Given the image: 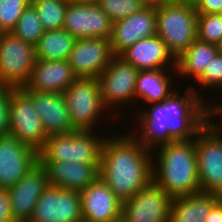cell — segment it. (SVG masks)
Here are the masks:
<instances>
[{"label": "cell", "mask_w": 222, "mask_h": 222, "mask_svg": "<svg viewBox=\"0 0 222 222\" xmlns=\"http://www.w3.org/2000/svg\"><path fill=\"white\" fill-rule=\"evenodd\" d=\"M192 88L193 85L187 87L185 95H179L174 90L163 101L146 104L151 108L136 113V120H141V126L140 132L135 133L141 135H132L139 144L152 151L155 146L196 138L198 132L206 125L207 104L199 95V91L196 92V89Z\"/></svg>", "instance_id": "cell-1"}, {"label": "cell", "mask_w": 222, "mask_h": 222, "mask_svg": "<svg viewBox=\"0 0 222 222\" xmlns=\"http://www.w3.org/2000/svg\"><path fill=\"white\" fill-rule=\"evenodd\" d=\"M129 134L104 139L99 167V177L122 202L153 180L152 152Z\"/></svg>", "instance_id": "cell-2"}, {"label": "cell", "mask_w": 222, "mask_h": 222, "mask_svg": "<svg viewBox=\"0 0 222 222\" xmlns=\"http://www.w3.org/2000/svg\"><path fill=\"white\" fill-rule=\"evenodd\" d=\"M158 148L153 181L171 198L200 192L195 140L173 141Z\"/></svg>", "instance_id": "cell-3"}, {"label": "cell", "mask_w": 222, "mask_h": 222, "mask_svg": "<svg viewBox=\"0 0 222 222\" xmlns=\"http://www.w3.org/2000/svg\"><path fill=\"white\" fill-rule=\"evenodd\" d=\"M157 32L175 59L197 39L198 14L194 4L173 2L156 7Z\"/></svg>", "instance_id": "cell-4"}, {"label": "cell", "mask_w": 222, "mask_h": 222, "mask_svg": "<svg viewBox=\"0 0 222 222\" xmlns=\"http://www.w3.org/2000/svg\"><path fill=\"white\" fill-rule=\"evenodd\" d=\"M93 131L76 130L68 134L49 136L38 151L39 162H71L100 164L105 137Z\"/></svg>", "instance_id": "cell-5"}, {"label": "cell", "mask_w": 222, "mask_h": 222, "mask_svg": "<svg viewBox=\"0 0 222 222\" xmlns=\"http://www.w3.org/2000/svg\"><path fill=\"white\" fill-rule=\"evenodd\" d=\"M206 120L195 140L200 189L222 196L221 125ZM220 133V134H219Z\"/></svg>", "instance_id": "cell-6"}, {"label": "cell", "mask_w": 222, "mask_h": 222, "mask_svg": "<svg viewBox=\"0 0 222 222\" xmlns=\"http://www.w3.org/2000/svg\"><path fill=\"white\" fill-rule=\"evenodd\" d=\"M63 96L73 128L94 131L93 127L99 120L97 117H101V112L107 110L102 101L98 79L77 78L63 92Z\"/></svg>", "instance_id": "cell-7"}, {"label": "cell", "mask_w": 222, "mask_h": 222, "mask_svg": "<svg viewBox=\"0 0 222 222\" xmlns=\"http://www.w3.org/2000/svg\"><path fill=\"white\" fill-rule=\"evenodd\" d=\"M35 46L11 32L0 36V85L23 88L36 63Z\"/></svg>", "instance_id": "cell-8"}, {"label": "cell", "mask_w": 222, "mask_h": 222, "mask_svg": "<svg viewBox=\"0 0 222 222\" xmlns=\"http://www.w3.org/2000/svg\"><path fill=\"white\" fill-rule=\"evenodd\" d=\"M9 135L37 151L48 138L32 98L22 88H12Z\"/></svg>", "instance_id": "cell-9"}, {"label": "cell", "mask_w": 222, "mask_h": 222, "mask_svg": "<svg viewBox=\"0 0 222 222\" xmlns=\"http://www.w3.org/2000/svg\"><path fill=\"white\" fill-rule=\"evenodd\" d=\"M171 200L152 180L122 203L121 222H169Z\"/></svg>", "instance_id": "cell-10"}, {"label": "cell", "mask_w": 222, "mask_h": 222, "mask_svg": "<svg viewBox=\"0 0 222 222\" xmlns=\"http://www.w3.org/2000/svg\"><path fill=\"white\" fill-rule=\"evenodd\" d=\"M32 222H83L80 192L48 185L39 197Z\"/></svg>", "instance_id": "cell-11"}, {"label": "cell", "mask_w": 222, "mask_h": 222, "mask_svg": "<svg viewBox=\"0 0 222 222\" xmlns=\"http://www.w3.org/2000/svg\"><path fill=\"white\" fill-rule=\"evenodd\" d=\"M138 74L139 70L134 65L124 62L119 56L110 60L109 65L97 77L102 101L107 109L135 101Z\"/></svg>", "instance_id": "cell-12"}, {"label": "cell", "mask_w": 222, "mask_h": 222, "mask_svg": "<svg viewBox=\"0 0 222 222\" xmlns=\"http://www.w3.org/2000/svg\"><path fill=\"white\" fill-rule=\"evenodd\" d=\"M112 22L94 2H68L63 29L76 39L102 38L110 40Z\"/></svg>", "instance_id": "cell-13"}, {"label": "cell", "mask_w": 222, "mask_h": 222, "mask_svg": "<svg viewBox=\"0 0 222 222\" xmlns=\"http://www.w3.org/2000/svg\"><path fill=\"white\" fill-rule=\"evenodd\" d=\"M38 162L36 149L13 136L0 137V188L14 186Z\"/></svg>", "instance_id": "cell-14"}, {"label": "cell", "mask_w": 222, "mask_h": 222, "mask_svg": "<svg viewBox=\"0 0 222 222\" xmlns=\"http://www.w3.org/2000/svg\"><path fill=\"white\" fill-rule=\"evenodd\" d=\"M113 57L110 40L79 38L74 43L68 62L78 78H97Z\"/></svg>", "instance_id": "cell-15"}, {"label": "cell", "mask_w": 222, "mask_h": 222, "mask_svg": "<svg viewBox=\"0 0 222 222\" xmlns=\"http://www.w3.org/2000/svg\"><path fill=\"white\" fill-rule=\"evenodd\" d=\"M84 222H121L122 201L99 177L80 192Z\"/></svg>", "instance_id": "cell-16"}, {"label": "cell", "mask_w": 222, "mask_h": 222, "mask_svg": "<svg viewBox=\"0 0 222 222\" xmlns=\"http://www.w3.org/2000/svg\"><path fill=\"white\" fill-rule=\"evenodd\" d=\"M156 32V7L147 6L143 10L112 24L111 51L114 56H118L138 40L154 36Z\"/></svg>", "instance_id": "cell-17"}, {"label": "cell", "mask_w": 222, "mask_h": 222, "mask_svg": "<svg viewBox=\"0 0 222 222\" xmlns=\"http://www.w3.org/2000/svg\"><path fill=\"white\" fill-rule=\"evenodd\" d=\"M47 186L45 169L38 162L14 186L8 188L15 222L30 220L34 207Z\"/></svg>", "instance_id": "cell-18"}, {"label": "cell", "mask_w": 222, "mask_h": 222, "mask_svg": "<svg viewBox=\"0 0 222 222\" xmlns=\"http://www.w3.org/2000/svg\"><path fill=\"white\" fill-rule=\"evenodd\" d=\"M25 92L32 98L47 137L76 131L71 124L63 93Z\"/></svg>", "instance_id": "cell-19"}, {"label": "cell", "mask_w": 222, "mask_h": 222, "mask_svg": "<svg viewBox=\"0 0 222 222\" xmlns=\"http://www.w3.org/2000/svg\"><path fill=\"white\" fill-rule=\"evenodd\" d=\"M118 56L124 62L134 65L139 71L166 69V67L168 70L169 67H172L176 72V59L168 51L164 41L157 35L138 40Z\"/></svg>", "instance_id": "cell-20"}, {"label": "cell", "mask_w": 222, "mask_h": 222, "mask_svg": "<svg viewBox=\"0 0 222 222\" xmlns=\"http://www.w3.org/2000/svg\"><path fill=\"white\" fill-rule=\"evenodd\" d=\"M78 77L68 60H36L24 91L63 93Z\"/></svg>", "instance_id": "cell-21"}, {"label": "cell", "mask_w": 222, "mask_h": 222, "mask_svg": "<svg viewBox=\"0 0 222 222\" xmlns=\"http://www.w3.org/2000/svg\"><path fill=\"white\" fill-rule=\"evenodd\" d=\"M48 185L81 192L99 178L100 164L71 162H40Z\"/></svg>", "instance_id": "cell-22"}, {"label": "cell", "mask_w": 222, "mask_h": 222, "mask_svg": "<svg viewBox=\"0 0 222 222\" xmlns=\"http://www.w3.org/2000/svg\"><path fill=\"white\" fill-rule=\"evenodd\" d=\"M221 198L219 194L202 191L174 197L170 204L169 222H204Z\"/></svg>", "instance_id": "cell-23"}, {"label": "cell", "mask_w": 222, "mask_h": 222, "mask_svg": "<svg viewBox=\"0 0 222 222\" xmlns=\"http://www.w3.org/2000/svg\"><path fill=\"white\" fill-rule=\"evenodd\" d=\"M219 52V46L198 38L176 59V72L197 80Z\"/></svg>", "instance_id": "cell-24"}, {"label": "cell", "mask_w": 222, "mask_h": 222, "mask_svg": "<svg viewBox=\"0 0 222 222\" xmlns=\"http://www.w3.org/2000/svg\"><path fill=\"white\" fill-rule=\"evenodd\" d=\"M166 72L164 69L139 71L135 87L136 98H142L141 100L147 104L166 99L174 91L171 86L172 76Z\"/></svg>", "instance_id": "cell-25"}, {"label": "cell", "mask_w": 222, "mask_h": 222, "mask_svg": "<svg viewBox=\"0 0 222 222\" xmlns=\"http://www.w3.org/2000/svg\"><path fill=\"white\" fill-rule=\"evenodd\" d=\"M76 38L65 29L46 30L35 45L36 57L41 60H68Z\"/></svg>", "instance_id": "cell-26"}, {"label": "cell", "mask_w": 222, "mask_h": 222, "mask_svg": "<svg viewBox=\"0 0 222 222\" xmlns=\"http://www.w3.org/2000/svg\"><path fill=\"white\" fill-rule=\"evenodd\" d=\"M45 29L39 20L38 12L33 5H29L20 16L11 31L13 35L33 46L37 44Z\"/></svg>", "instance_id": "cell-27"}, {"label": "cell", "mask_w": 222, "mask_h": 222, "mask_svg": "<svg viewBox=\"0 0 222 222\" xmlns=\"http://www.w3.org/2000/svg\"><path fill=\"white\" fill-rule=\"evenodd\" d=\"M38 12L45 31L63 29L67 0H55L42 3H30Z\"/></svg>", "instance_id": "cell-28"}, {"label": "cell", "mask_w": 222, "mask_h": 222, "mask_svg": "<svg viewBox=\"0 0 222 222\" xmlns=\"http://www.w3.org/2000/svg\"><path fill=\"white\" fill-rule=\"evenodd\" d=\"M112 23L147 7L145 0H96Z\"/></svg>", "instance_id": "cell-29"}, {"label": "cell", "mask_w": 222, "mask_h": 222, "mask_svg": "<svg viewBox=\"0 0 222 222\" xmlns=\"http://www.w3.org/2000/svg\"><path fill=\"white\" fill-rule=\"evenodd\" d=\"M197 38L219 46L222 43V14H198Z\"/></svg>", "instance_id": "cell-30"}, {"label": "cell", "mask_w": 222, "mask_h": 222, "mask_svg": "<svg viewBox=\"0 0 222 222\" xmlns=\"http://www.w3.org/2000/svg\"><path fill=\"white\" fill-rule=\"evenodd\" d=\"M29 5V0H0V32H11Z\"/></svg>", "instance_id": "cell-31"}, {"label": "cell", "mask_w": 222, "mask_h": 222, "mask_svg": "<svg viewBox=\"0 0 222 222\" xmlns=\"http://www.w3.org/2000/svg\"><path fill=\"white\" fill-rule=\"evenodd\" d=\"M203 88L218 87L222 88V53L219 51L211 60L202 75L196 80Z\"/></svg>", "instance_id": "cell-32"}, {"label": "cell", "mask_w": 222, "mask_h": 222, "mask_svg": "<svg viewBox=\"0 0 222 222\" xmlns=\"http://www.w3.org/2000/svg\"><path fill=\"white\" fill-rule=\"evenodd\" d=\"M12 88L0 85V137L10 134V100Z\"/></svg>", "instance_id": "cell-33"}, {"label": "cell", "mask_w": 222, "mask_h": 222, "mask_svg": "<svg viewBox=\"0 0 222 222\" xmlns=\"http://www.w3.org/2000/svg\"><path fill=\"white\" fill-rule=\"evenodd\" d=\"M0 222H15L12 217L8 189L0 188Z\"/></svg>", "instance_id": "cell-34"}, {"label": "cell", "mask_w": 222, "mask_h": 222, "mask_svg": "<svg viewBox=\"0 0 222 222\" xmlns=\"http://www.w3.org/2000/svg\"><path fill=\"white\" fill-rule=\"evenodd\" d=\"M197 14L220 13L222 0H197L194 3Z\"/></svg>", "instance_id": "cell-35"}, {"label": "cell", "mask_w": 222, "mask_h": 222, "mask_svg": "<svg viewBox=\"0 0 222 222\" xmlns=\"http://www.w3.org/2000/svg\"><path fill=\"white\" fill-rule=\"evenodd\" d=\"M204 222H222V198L211 208Z\"/></svg>", "instance_id": "cell-36"}, {"label": "cell", "mask_w": 222, "mask_h": 222, "mask_svg": "<svg viewBox=\"0 0 222 222\" xmlns=\"http://www.w3.org/2000/svg\"><path fill=\"white\" fill-rule=\"evenodd\" d=\"M218 115H222V105L218 104L213 107H210V104L208 105L206 109V120H212L213 117ZM211 118V119H210Z\"/></svg>", "instance_id": "cell-37"}, {"label": "cell", "mask_w": 222, "mask_h": 222, "mask_svg": "<svg viewBox=\"0 0 222 222\" xmlns=\"http://www.w3.org/2000/svg\"><path fill=\"white\" fill-rule=\"evenodd\" d=\"M173 2H175V0H145L147 6H153V7L170 4Z\"/></svg>", "instance_id": "cell-38"}, {"label": "cell", "mask_w": 222, "mask_h": 222, "mask_svg": "<svg viewBox=\"0 0 222 222\" xmlns=\"http://www.w3.org/2000/svg\"><path fill=\"white\" fill-rule=\"evenodd\" d=\"M197 0H175V2L194 4Z\"/></svg>", "instance_id": "cell-39"}, {"label": "cell", "mask_w": 222, "mask_h": 222, "mask_svg": "<svg viewBox=\"0 0 222 222\" xmlns=\"http://www.w3.org/2000/svg\"><path fill=\"white\" fill-rule=\"evenodd\" d=\"M68 2H94L96 0H67Z\"/></svg>", "instance_id": "cell-40"}, {"label": "cell", "mask_w": 222, "mask_h": 222, "mask_svg": "<svg viewBox=\"0 0 222 222\" xmlns=\"http://www.w3.org/2000/svg\"><path fill=\"white\" fill-rule=\"evenodd\" d=\"M30 3H42V2H47V1H55V0H29Z\"/></svg>", "instance_id": "cell-41"}, {"label": "cell", "mask_w": 222, "mask_h": 222, "mask_svg": "<svg viewBox=\"0 0 222 222\" xmlns=\"http://www.w3.org/2000/svg\"><path fill=\"white\" fill-rule=\"evenodd\" d=\"M219 51L222 53V43L219 45Z\"/></svg>", "instance_id": "cell-42"}]
</instances>
